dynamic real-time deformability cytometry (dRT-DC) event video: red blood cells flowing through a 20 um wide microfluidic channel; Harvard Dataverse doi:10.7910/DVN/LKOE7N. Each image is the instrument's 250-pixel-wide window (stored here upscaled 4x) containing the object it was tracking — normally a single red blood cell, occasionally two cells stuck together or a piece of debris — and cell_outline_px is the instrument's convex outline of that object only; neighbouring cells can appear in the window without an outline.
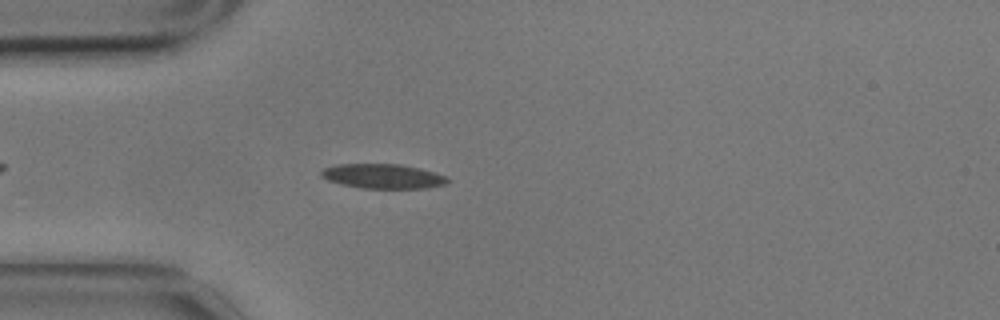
{"species": "common noctule bat (a hibernating species)", "species_latin": "Nyctalus noctula", "temperature_condition": "cold", "stored_images_in_passage": 49, "camera_frame_rate_fps": 3000, "um_per_image_px": 0.085, "animal": {"sex": "male", "body_mass_g": 17.9}, "frame": {"image": 1, "passage_image": 7, "time_ms": 2.0, "image_size_px": [1000, 320], "cell_outline_px": [[452, 180], [444, 184], [428, 188], [360, 188], [340, 184], [328, 180], [320, 176], [320, 172], [324, 168], [336, 164], [400, 164], [420, 168], [436, 172], [448, 176]], "centroid_in_image_um": [32.58, 14.98], "position_along_channel_um": 52.4, "area_um2": 18.32}}
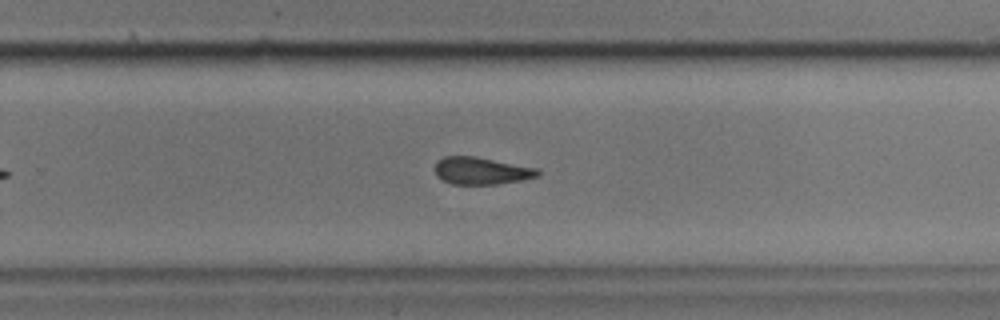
{"frame": {"image": 2, "passage_image": 28, "time_ms": 9.0, "image_size_px": [1000, 320], "cell_outline_px": [[540, 176], [520, 180], [496, 184], [452, 184], [440, 180], [436, 176], [436, 160], [444, 156], [476, 156], [536, 168], [540, 172]], "centroid_in_image_um": [40.87, 14.51], "position_along_channel_um": 288.9, "area_um2": 16.36}}
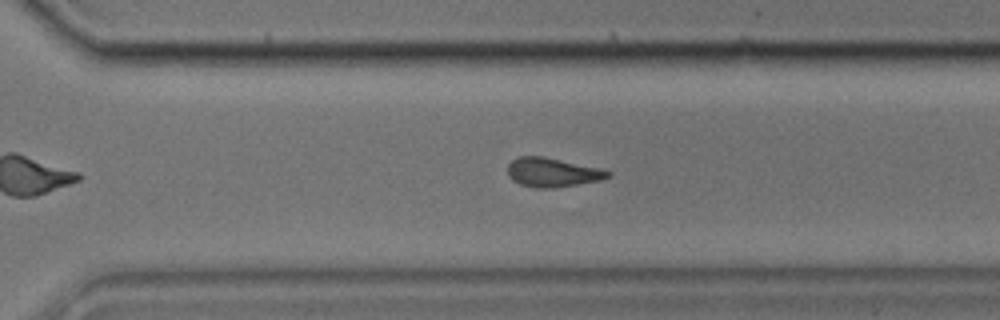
{"frame": {"image": 3, "passage_image": 31, "time_ms": 10.0, "image_size_px": [1000, 320], "cell_outline_px": [[612, 176], [600, 180], [556, 188], [536, 188], [520, 184], [512, 180], [508, 176], [508, 164], [512, 160], [520, 156], [540, 156], [600, 168], [612, 172]], "centroid_in_image_um": [46.95, 14.66], "position_along_channel_um": 323.6, "area_um2": 16.94}, "authors_computed_cell_mechanics": {"area_um2": 17.051, "velocity_mm_per_s": 3.4776, "shape_relaxation_time_tau1_ms": null, "shape_relaxation_time_tau2_ms": 8.6051, "deformation_change_tau1": null, "deformation_change_tau2": 0.1801}}